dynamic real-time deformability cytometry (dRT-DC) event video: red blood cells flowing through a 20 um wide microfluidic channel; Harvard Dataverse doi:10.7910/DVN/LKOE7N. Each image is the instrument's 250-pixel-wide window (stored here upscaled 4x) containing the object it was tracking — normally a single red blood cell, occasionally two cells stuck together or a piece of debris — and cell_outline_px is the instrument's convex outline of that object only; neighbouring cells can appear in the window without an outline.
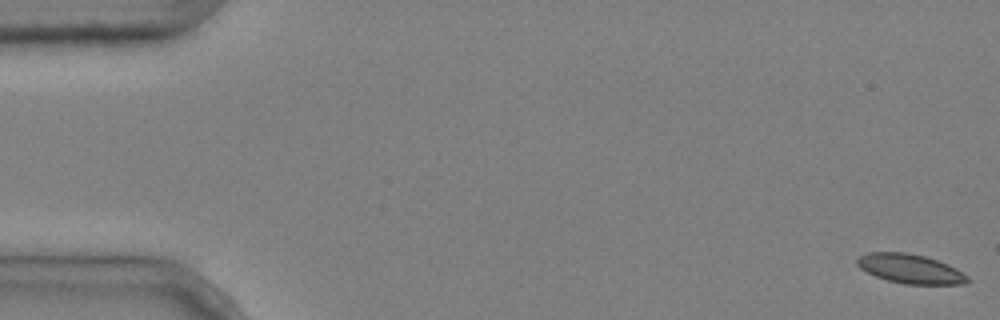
{"species": "common noctule bat (a hibernating species)", "species_latin": "Nyctalus noctula", "temperature_condition": "cold", "stored_images_in_passage": 5, "camera_frame_rate_fps": 3000, "um_per_image_px": 0.085, "animal": {"sex": "male", "body_mass_g": 20.4}, "frame": {"image": 1, "passage_image": 1, "time_ms": 0.0, "image_size_px": [1000, 320], "cell_outline_px": [[972, 280], [964, 284], [904, 284], [888, 280], [876, 276], [860, 268], [856, 264], [856, 260], [860, 256], [868, 252], [904, 252], [924, 256], [948, 264], [964, 272]], "centroid_in_image_um": [77.41, 22.85], "position_along_channel_um": 7.6, "area_um2": 18.84}}
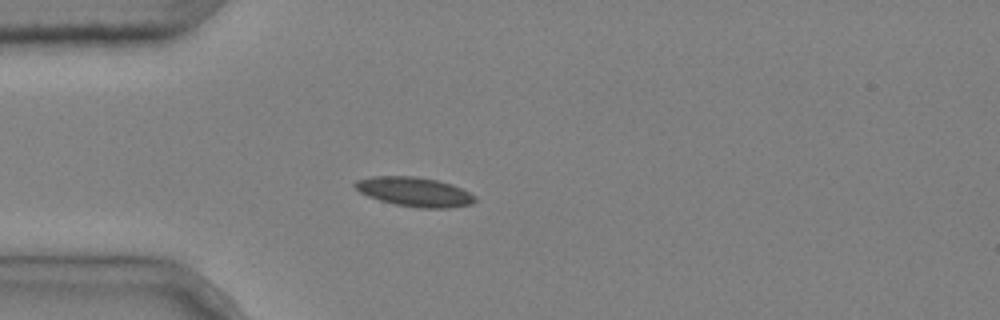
{"frame": {"image": 2, "passage_image": 5, "time_ms": 1.333, "image_size_px": [1000, 320], "cell_outline_px": [[476, 200], [472, 204], [448, 208], [420, 208], [396, 204], [380, 200], [368, 196], [360, 192], [352, 184], [356, 180], [372, 176], [412, 176], [436, 180], [452, 184], [476, 196]], "centroid_in_image_um": [35.22, 16.3], "position_along_channel_um": 49.8, "area_um2": 20.4}}